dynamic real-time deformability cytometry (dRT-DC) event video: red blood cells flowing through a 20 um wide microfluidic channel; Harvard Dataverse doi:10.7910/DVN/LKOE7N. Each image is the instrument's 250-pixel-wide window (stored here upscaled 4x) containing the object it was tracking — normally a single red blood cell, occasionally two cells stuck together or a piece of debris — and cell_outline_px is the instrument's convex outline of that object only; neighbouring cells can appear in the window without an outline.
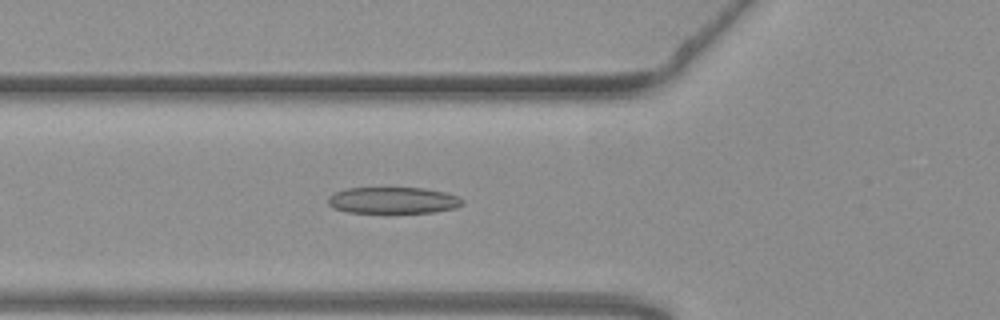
{"species": "common noctule bat (a hibernating species)", "species_latin": "Nyctalus noctula", "temperature_condition": "warm", "stored_images_in_passage": 36, "camera_frame_rate_fps": 3000, "um_per_image_px": 0.085, "animal": {"sex": "female", "body_mass_g": 19.3, "forearm_length_mm": 54.1}, "frame": {"image": 1, "passage_image": 8, "time_ms": 2.333, "image_size_px": [1000, 320], "cell_outline_px": [[464, 204], [456, 208], [436, 212], [348, 212], [332, 208], [328, 204], [328, 196], [336, 192], [348, 188], [424, 188], [448, 192], [464, 200]], "centroid_in_image_um": [33.44, 17.02], "position_along_channel_um": 92.4, "area_um2": 20.75}}
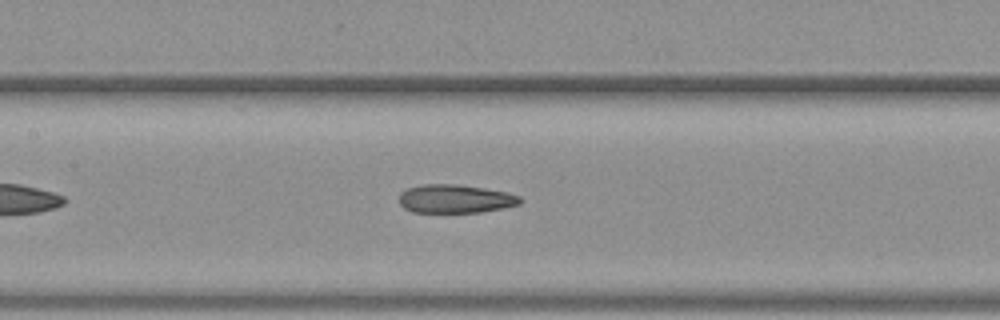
{"frame": {"image": 2, "passage_image": 14, "time_ms": 4.333, "image_size_px": [1000, 320], "cell_outline_px": [[524, 200], [520, 204], [504, 208], [480, 212], [412, 212], [404, 208], [400, 204], [400, 192], [408, 188], [424, 184], [456, 184], [484, 188], [508, 192], [520, 196]], "centroid_in_image_um": [38.73, 16.9], "position_along_channel_um": 168.7, "area_um2": 20.17}}
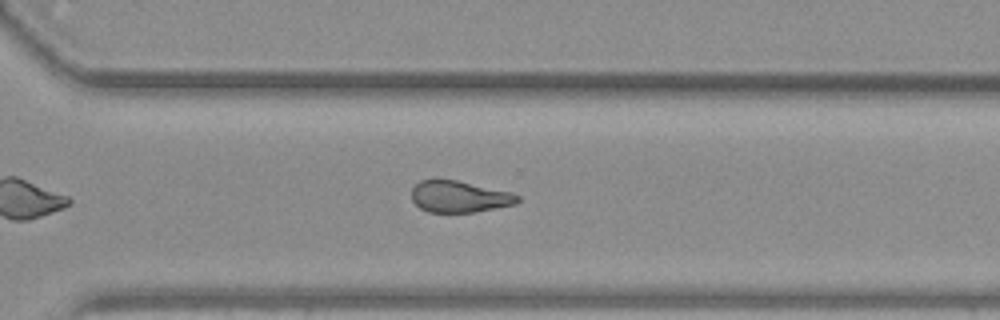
{"frame": {"image": 3, "passage_image": 27, "time_ms": 8.667, "image_size_px": [1000, 320], "cell_outline_px": [[520, 200], [516, 204], [472, 212], [428, 212], [420, 208], [412, 200], [412, 188], [420, 180], [456, 180], [508, 192], [520, 196]], "centroid_in_image_um": [39.02, 16.72], "position_along_channel_um": 331.6, "area_um2": 19.13}, "authors_computed_cell_mechanics": {"area_um2": 20.4034, "velocity_mm_per_s": 3.7726, "shape_relaxation_time_tau1_ms": null, "shape_relaxation_time_tau2_ms": 3.2928, "deformation_change_tau1": null, "deformation_change_tau2": 0.1215}}